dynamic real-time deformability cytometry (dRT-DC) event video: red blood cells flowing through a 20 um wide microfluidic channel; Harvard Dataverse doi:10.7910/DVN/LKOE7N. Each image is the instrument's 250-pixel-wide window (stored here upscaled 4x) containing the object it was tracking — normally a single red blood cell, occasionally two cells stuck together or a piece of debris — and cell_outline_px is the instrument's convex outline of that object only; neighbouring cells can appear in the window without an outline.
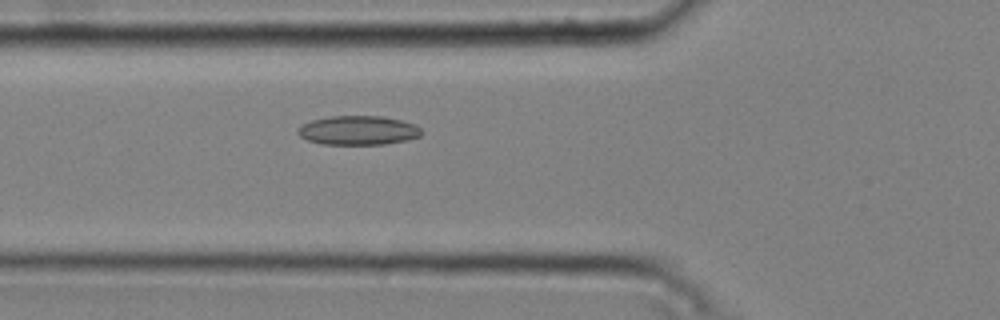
{"species": "common noctule bat (a hibernating species)", "species_latin": "Nyctalus noctula", "temperature_condition": "cold", "stored_images_in_passage": 35, "camera_frame_rate_fps": 3000, "um_per_image_px": 0.085, "animal": {"sex": "male", "body_mass_g": 20.4}, "frame": {"image": 1, "passage_image": 7, "time_ms": 2.0, "image_size_px": [1000, 320], "cell_outline_px": [[424, 132], [420, 136], [408, 140], [384, 144], [324, 144], [308, 140], [300, 136], [296, 132], [304, 124], [312, 120], [328, 116], [380, 116], [400, 120], [416, 124]], "centroid_in_image_um": [30.49, 11.08], "position_along_channel_um": 95.3, "area_um2": 20.92}}
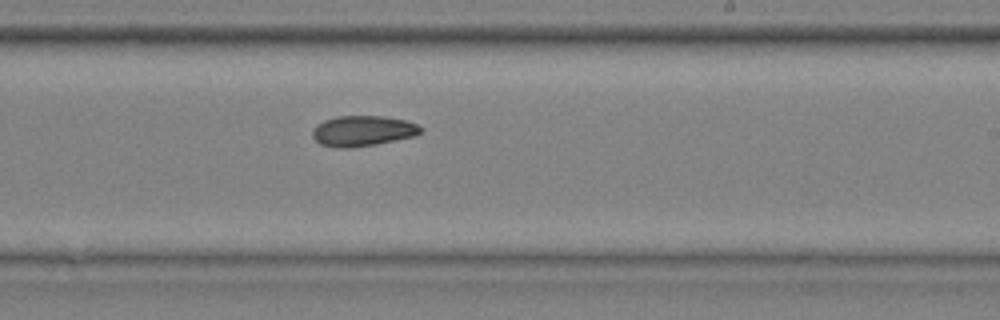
{"frame": {"image": 2, "passage_image": 20, "time_ms": 6.333, "image_size_px": [1000, 320], "cell_outline_px": [[424, 128], [416, 136], [376, 144], [352, 148], [336, 148], [320, 144], [312, 136], [312, 132], [316, 124], [324, 120], [340, 116], [384, 116], [408, 120]], "centroid_in_image_um": [30.85, 11.13], "position_along_channel_um": 258.2, "area_um2": 19.42}}
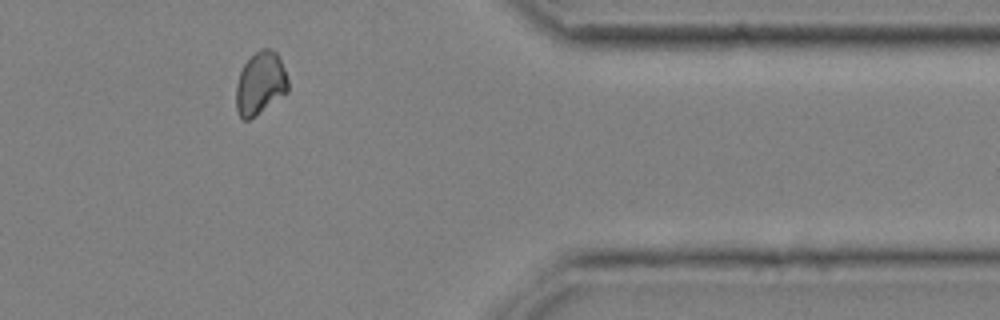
{"frame": {"image": 3, "passage_image": 32, "time_ms": 10.333, "image_size_px": [1000, 320], "cell_outline_px": [[288, 92], [248, 120], [244, 120], [240, 116], [236, 108], [236, 84], [240, 72], [244, 64], [260, 48], [268, 48], [276, 52], [280, 56], [288, 80]], "centroid_in_image_um": [22.13, 7.06], "position_along_channel_um": 389.3, "area_um2": 18.9}}